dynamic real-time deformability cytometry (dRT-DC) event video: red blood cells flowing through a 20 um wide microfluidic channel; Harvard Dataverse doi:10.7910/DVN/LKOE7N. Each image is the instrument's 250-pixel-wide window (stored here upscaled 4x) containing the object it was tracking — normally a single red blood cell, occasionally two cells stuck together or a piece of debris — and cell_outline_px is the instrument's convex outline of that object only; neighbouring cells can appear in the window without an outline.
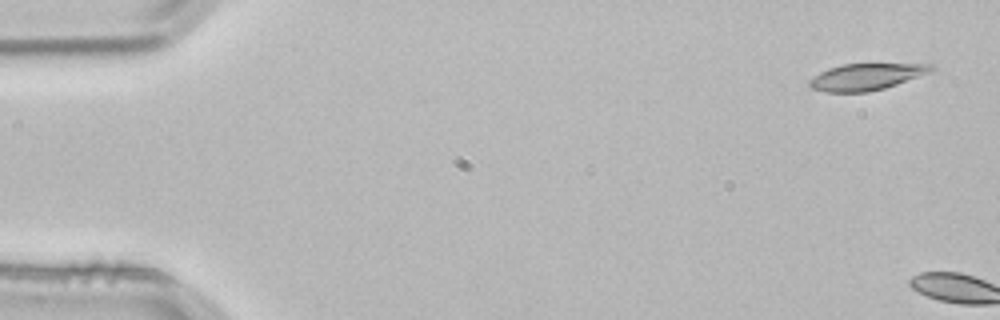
{"species": "common noctule bat (a hibernating species)", "species_latin": "Nyctalus noctula", "temperature_condition": "room temperature", "stored_images_in_passage": 5, "camera_frame_rate_fps": 3000, "um_per_image_px": 0.085, "animal": {"sex": "male", "body_mass_g": 21.5, "forearm_length_mm": 52.0}, "frame": {"image": 1, "passage_image": 1, "time_ms": 0.0, "image_size_px": [1000, 320], "cell_outline_px": [[936, 68], [932, 72], [884, 88], [868, 92], [824, 92], [812, 88], [808, 84], [808, 80], [820, 72], [828, 68], [844, 64], [936, 64]], "centroid_in_image_um": [73.64, 6.52], "position_along_channel_um": 11.4, "area_um2": 18.9}}
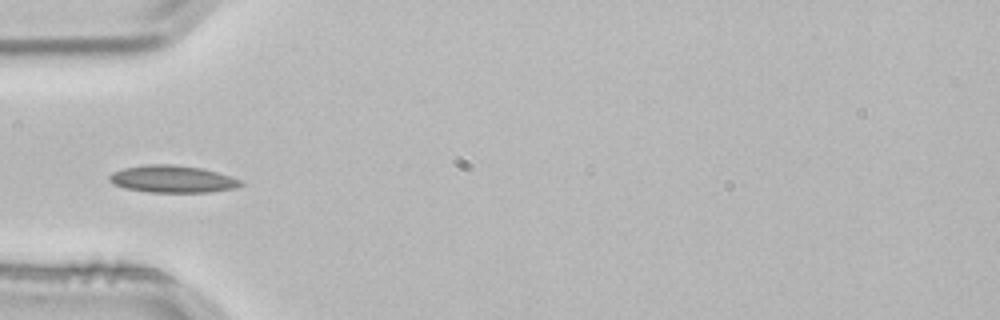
{"frame": {"image": 2, "passage_image": 5, "time_ms": 1.333, "image_size_px": [1000, 320], "cell_outline_px": [[244, 184], [236, 188], [208, 192], [148, 192], [124, 188], [112, 184], [108, 180], [108, 176], [112, 172], [124, 168], [148, 164], [172, 164], [200, 168], [216, 172], [240, 180]], "centroid_in_image_um": [14.6, 15.22], "position_along_channel_um": 70.4, "area_um2": 20.75}}